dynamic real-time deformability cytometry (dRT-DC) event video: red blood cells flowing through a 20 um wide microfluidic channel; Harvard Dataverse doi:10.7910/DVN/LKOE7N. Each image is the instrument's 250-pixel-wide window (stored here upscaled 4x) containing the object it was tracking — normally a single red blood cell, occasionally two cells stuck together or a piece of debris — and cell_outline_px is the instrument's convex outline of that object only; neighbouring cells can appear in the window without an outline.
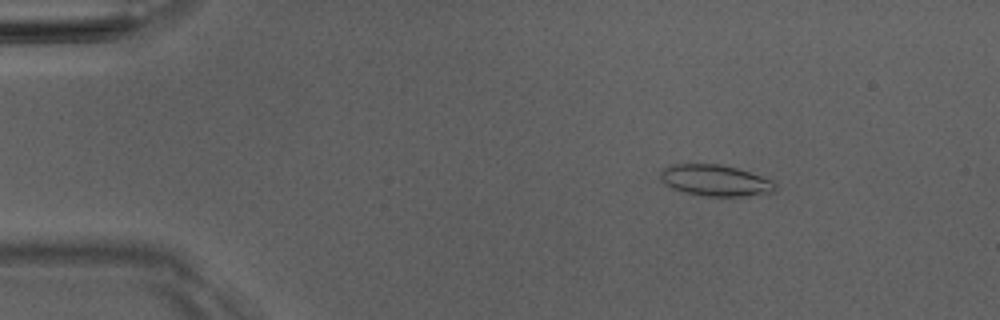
{"species": "Egyptian fruit bat (a non-hibernating species)", "species_latin": "Rousettus aegyptiacus", "temperature_condition": "room temperature", "stored_images_in_passage": 3, "camera_frame_rate_fps": 3000, "um_per_image_px": 0.085, "animal": {"sex": "male"}, "frame": {"image": 1, "passage_image": 1, "time_ms": 0.0, "image_size_px": [1000, 320], "cell_outline_px": [[776, 188], [772, 192], [740, 196], [700, 196], [684, 192], [672, 188], [660, 176], [660, 172], [664, 168], [672, 164], [720, 164], [736, 168], [776, 180]], "centroid_in_image_um": [60.84, 15.33], "position_along_channel_um": 24.2, "area_um2": 20.81}}